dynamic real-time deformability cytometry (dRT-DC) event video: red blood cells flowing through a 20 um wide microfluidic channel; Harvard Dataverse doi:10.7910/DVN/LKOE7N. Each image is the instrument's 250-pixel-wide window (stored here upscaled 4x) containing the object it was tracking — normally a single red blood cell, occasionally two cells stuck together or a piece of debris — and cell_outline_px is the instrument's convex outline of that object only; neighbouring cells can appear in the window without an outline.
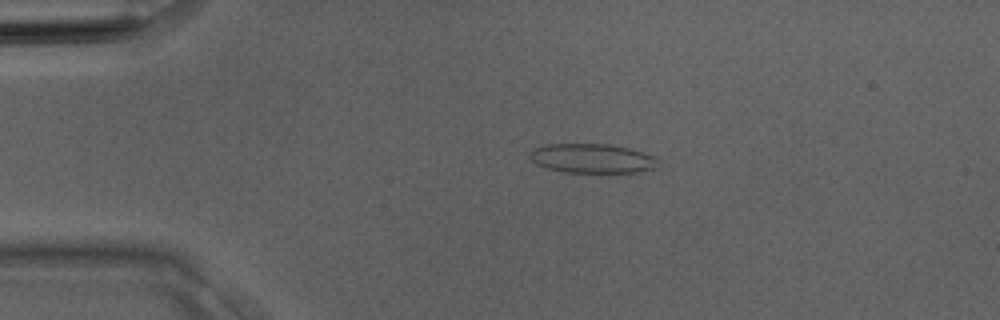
{"species": "Egyptian fruit bat (a non-hibernating species)", "species_latin": "Rousettus aegyptiacus", "temperature_condition": "room temperature", "stored_images_in_passage": 4, "camera_frame_rate_fps": 3000, "um_per_image_px": 0.085, "animal": {"sex": "male"}, "frame": {"image": 1, "passage_image": 3, "time_ms": 0.667, "image_size_px": [1000, 320], "cell_outline_px": [[660, 160], [656, 168], [636, 172], [564, 172], [548, 168], [536, 164], [528, 156], [528, 152], [532, 148], [544, 144], [608, 144], [632, 148], [656, 156]], "centroid_in_image_um": [50.34, 13.45], "position_along_channel_um": 34.7, "area_um2": 22.25}}